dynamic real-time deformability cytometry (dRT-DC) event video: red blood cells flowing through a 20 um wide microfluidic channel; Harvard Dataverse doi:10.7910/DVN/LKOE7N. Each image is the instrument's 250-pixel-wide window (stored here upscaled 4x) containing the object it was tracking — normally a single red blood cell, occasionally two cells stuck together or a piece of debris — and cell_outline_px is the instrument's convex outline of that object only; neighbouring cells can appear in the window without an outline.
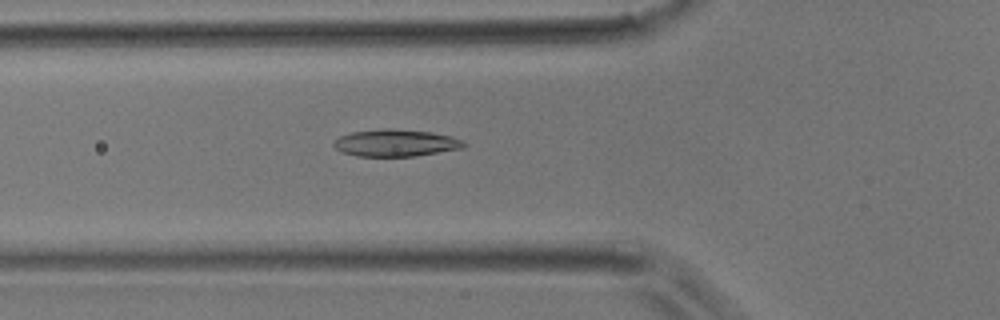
{"species": "common noctule bat (a hibernating species)", "species_latin": "Nyctalus noctula", "temperature_condition": "room temperature", "stored_images_in_passage": 29, "camera_frame_rate_fps": 3000, "um_per_image_px": 0.085, "animal": {"sex": "male", "body_mass_g": 17.9}, "frame": {"image": 1, "passage_image": 10, "time_ms": 3.0, "image_size_px": [1000, 320], "cell_outline_px": [[468, 144], [464, 148], [416, 156], [356, 156], [340, 152], [332, 144], [340, 136], [352, 132], [384, 128], [388, 128], [432, 132], [452, 136], [464, 140]], "centroid_in_image_um": [33.68, 12.15], "position_along_channel_um": 92.1, "area_um2": 20.69}}
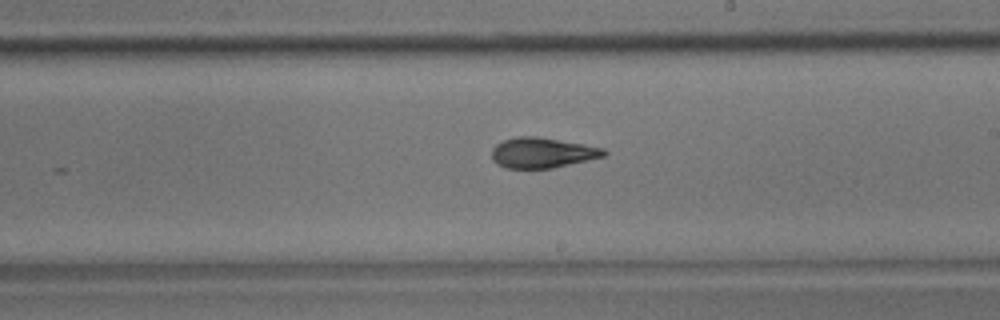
{"frame": {"image": 2, "passage_image": 20, "time_ms": 6.333, "image_size_px": [1000, 320], "cell_outline_px": [[608, 152], [604, 156], [552, 168], [504, 168], [496, 164], [492, 160], [492, 148], [496, 144], [504, 140], [516, 136], [536, 136], [584, 144], [604, 148]], "centroid_in_image_um": [46.06, 12.98], "position_along_channel_um": 242.9, "area_um2": 19.83}}
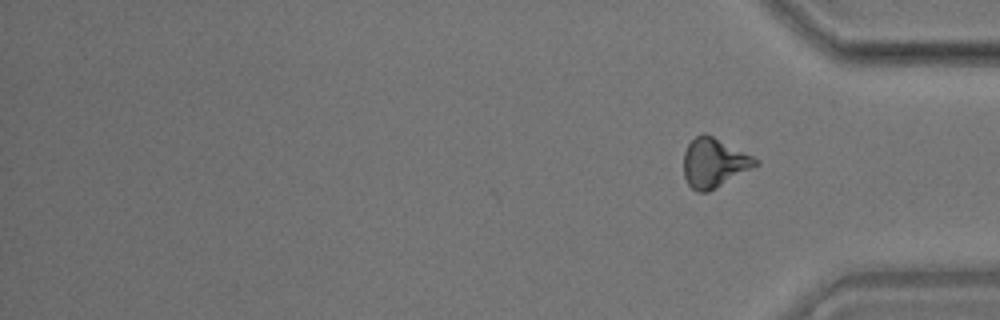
{"frame": {"image": 3, "passage_image": 29, "time_ms": 9.333, "image_size_px": [1000, 320], "cell_outline_px": [[760, 164], [708, 192], [696, 192], [688, 184], [684, 176], [684, 152], [688, 144], [696, 136], [704, 132], [760, 160]], "centroid_in_image_um": [60.68, 13.85], "position_along_channel_um": 374.5, "area_um2": 20.4}}